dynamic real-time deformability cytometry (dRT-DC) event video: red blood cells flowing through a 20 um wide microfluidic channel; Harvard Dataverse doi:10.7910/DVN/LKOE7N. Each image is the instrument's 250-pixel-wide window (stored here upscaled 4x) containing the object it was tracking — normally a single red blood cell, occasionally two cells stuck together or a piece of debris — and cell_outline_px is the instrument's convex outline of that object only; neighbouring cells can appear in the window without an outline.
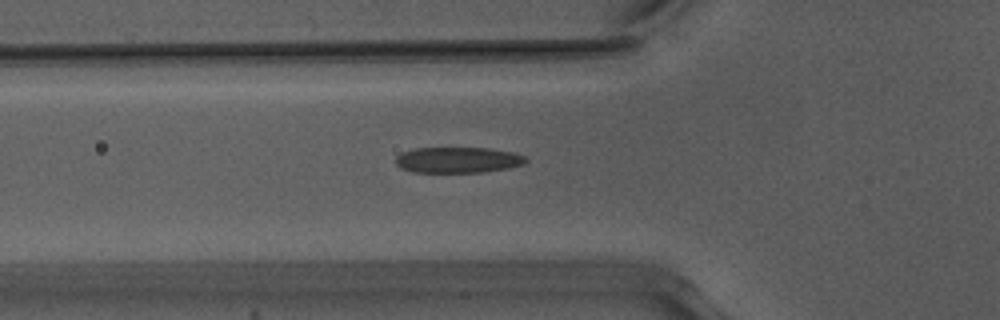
{"species": "Egyptian fruit bat (a non-hibernating species)", "species_latin": "Rousettus aegyptiacus", "temperature_condition": "warm", "stored_images_in_passage": 38, "camera_frame_rate_fps": 3000, "um_per_image_px": 0.085, "animal": {"sex": "male"}, "frame": {"image": 1, "passage_image": 9, "time_ms": 2.667, "image_size_px": [1000, 320], "cell_outline_px": [[528, 160], [524, 164], [508, 168], [484, 172], [412, 172], [400, 168], [396, 164], [396, 156], [400, 152], [412, 148], [488, 148], [516, 152], [524, 156]], "centroid_in_image_um": [38.91, 13.59], "position_along_channel_um": 86.9, "area_um2": 19.83}}
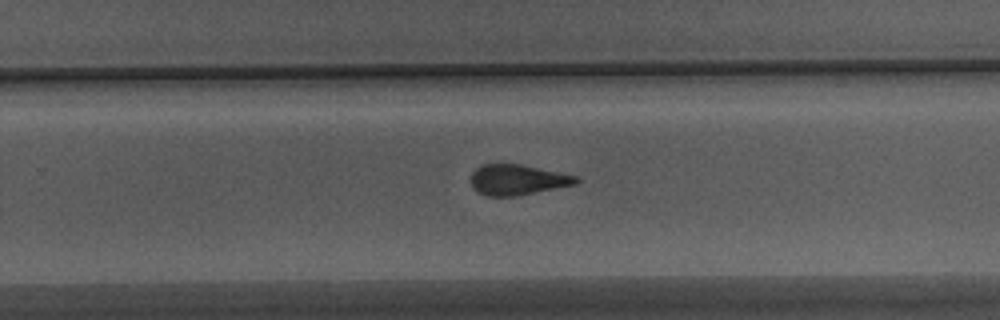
{"frame": {"image": 2, "passage_image": 24, "time_ms": 7.667, "image_size_px": [1000, 320], "cell_outline_px": [[580, 180], [576, 184], [516, 196], [488, 196], [472, 188], [472, 172], [480, 164], [520, 164], [576, 176]], "centroid_in_image_um": [43.96, 15.28], "position_along_channel_um": 285.8, "area_um2": 18.44}}
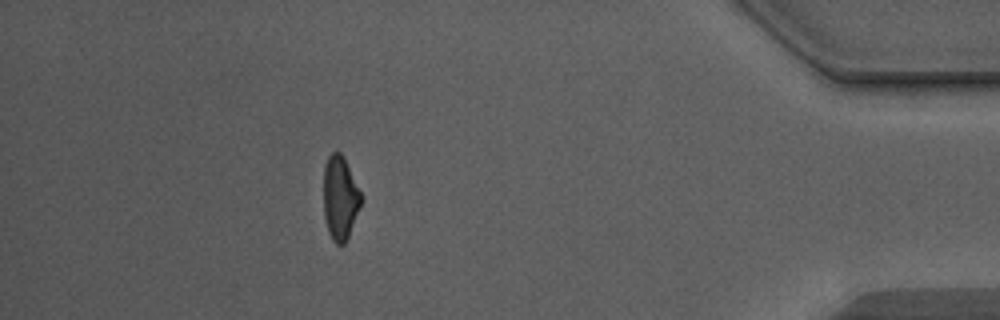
{"frame": {"image": 3, "passage_image": 37, "time_ms": 12.0, "image_size_px": [1000, 320], "cell_outline_px": [[360, 208], [348, 236], [344, 244], [336, 244], [332, 240], [328, 232], [324, 216], [324, 164], [328, 156], [332, 152], [340, 152], [344, 156], [360, 192]], "centroid_in_image_um": [28.88, 16.81], "position_along_channel_um": 406.3, "area_um2": 18.15}}